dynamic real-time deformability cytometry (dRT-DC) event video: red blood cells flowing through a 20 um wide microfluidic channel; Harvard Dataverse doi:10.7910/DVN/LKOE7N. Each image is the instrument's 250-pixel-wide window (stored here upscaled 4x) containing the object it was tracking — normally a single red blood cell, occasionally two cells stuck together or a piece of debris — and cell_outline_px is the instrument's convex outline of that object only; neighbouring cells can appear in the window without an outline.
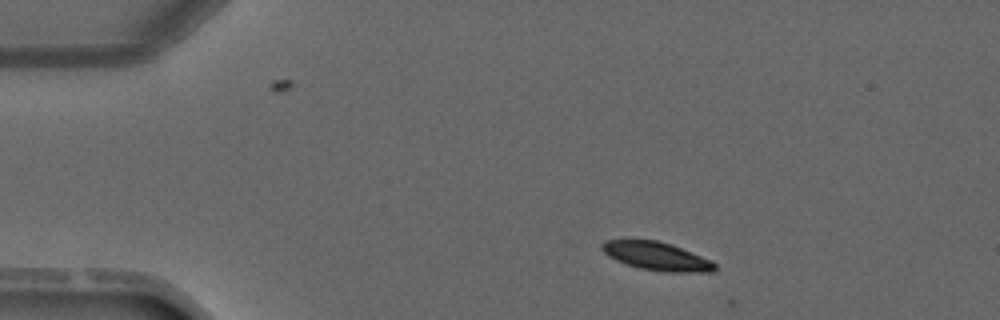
{"species": "common noctule bat (a hibernating species)", "species_latin": "Nyctalus noctula", "temperature_condition": "warm", "stored_images_in_passage": 3, "camera_frame_rate_fps": 3000, "um_per_image_px": 0.085, "animal": {"sex": "male", "forearm_length_mm": 52.5}, "frame": {"image": 1, "passage_image": 1, "time_ms": 0.0, "image_size_px": [1000, 320], "cell_outline_px": [[716, 272], [664, 272], [640, 268], [616, 260], [608, 256], [600, 248], [600, 244], [604, 240], [656, 240], [672, 244], [712, 260], [716, 264]], "centroid_in_image_um": [55.84, 21.78], "position_along_channel_um": 29.2, "area_um2": 18.73}}
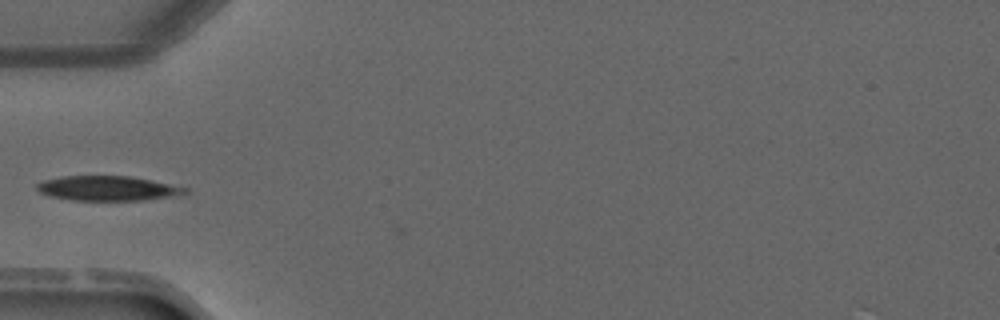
{"frame": {"image": 2, "passage_image": 3, "time_ms": 2.333, "image_size_px": [1000, 320], "cell_outline_px": [[188, 192], [172, 196], [144, 200], [72, 200], [48, 196], [40, 192], [36, 188], [36, 184], [44, 180], [64, 176], [128, 176], [188, 188]], "centroid_in_image_um": [9.09, 16.01], "position_along_channel_um": 75.9, "area_um2": 21.04}}